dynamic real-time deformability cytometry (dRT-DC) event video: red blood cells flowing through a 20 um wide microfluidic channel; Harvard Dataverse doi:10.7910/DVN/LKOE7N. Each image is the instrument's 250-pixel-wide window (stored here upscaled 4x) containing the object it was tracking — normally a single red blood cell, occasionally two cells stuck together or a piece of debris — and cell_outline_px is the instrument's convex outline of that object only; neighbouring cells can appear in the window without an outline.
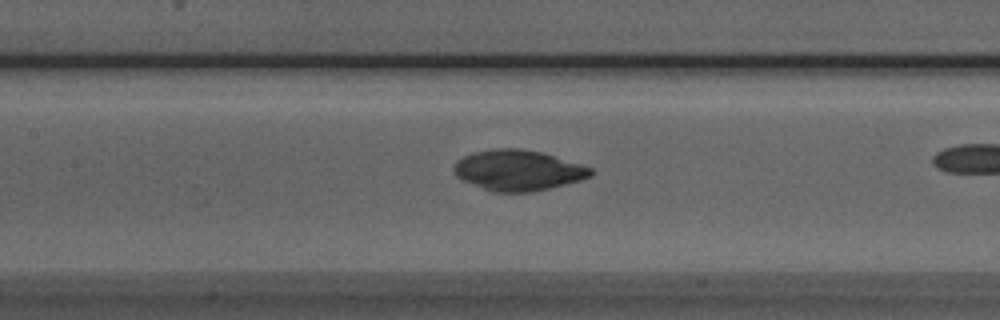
{"species": "Egyptian fruit bat (a non-hibernating species)", "species_latin": "Rousettus aegyptiacus", "temperature_condition": "room temperature", "stored_images_in_passage": 39, "camera_frame_rate_fps": 3000, "um_per_image_px": 0.085, "animal": {"sex": "male"}, "frame": {"image": 1, "passage_image": 23, "time_ms": 7.333, "image_size_px": [1000, 320], "cell_outline_px": [[592, 176], [580, 180], [532, 192], [492, 192], [464, 180], [456, 176], [452, 168], [456, 160], [472, 152], [496, 148], [520, 148], [540, 152], [592, 168]], "centroid_in_image_um": [43.99, 14.47], "position_along_channel_um": 163.4, "area_um2": 32.08}}